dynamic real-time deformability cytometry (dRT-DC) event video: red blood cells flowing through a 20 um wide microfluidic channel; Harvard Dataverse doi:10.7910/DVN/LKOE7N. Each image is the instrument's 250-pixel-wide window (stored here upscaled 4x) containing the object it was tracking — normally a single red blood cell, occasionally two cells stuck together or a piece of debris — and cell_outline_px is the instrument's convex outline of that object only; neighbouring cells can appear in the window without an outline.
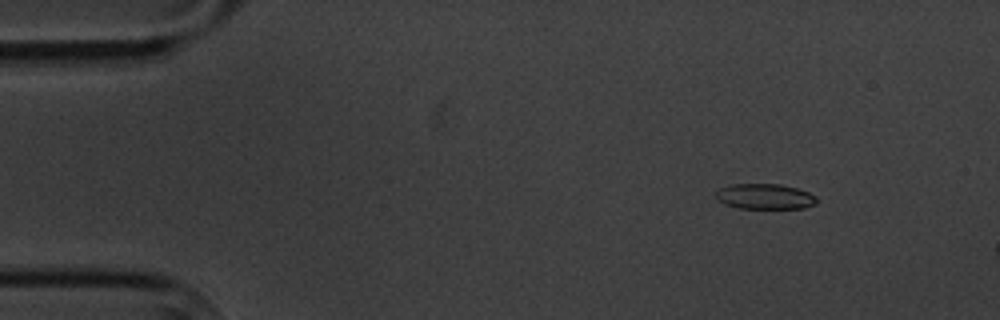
{"species": "common noctule bat (a hibernating species)", "species_latin": "Nyctalus noctula", "temperature_condition": "cold", "stored_images_in_passage": 5, "camera_frame_rate_fps": 3000, "um_per_image_px": 0.085, "animal": {"sex": "male", "body_mass_g": 20.1, "forearm_length_mm": 53.5}, "frame": {"image": 1, "passage_image": 2, "time_ms": 1.0, "image_size_px": [1000, 320], "cell_outline_px": [[816, 204], [804, 208], [740, 208], [724, 204], [716, 196], [716, 192], [720, 188], [732, 184], [780, 184], [796, 188], [808, 192], [816, 196]], "centroid_in_image_um": [65.03, 16.7], "position_along_channel_um": 20.0, "area_um2": 14.8}}